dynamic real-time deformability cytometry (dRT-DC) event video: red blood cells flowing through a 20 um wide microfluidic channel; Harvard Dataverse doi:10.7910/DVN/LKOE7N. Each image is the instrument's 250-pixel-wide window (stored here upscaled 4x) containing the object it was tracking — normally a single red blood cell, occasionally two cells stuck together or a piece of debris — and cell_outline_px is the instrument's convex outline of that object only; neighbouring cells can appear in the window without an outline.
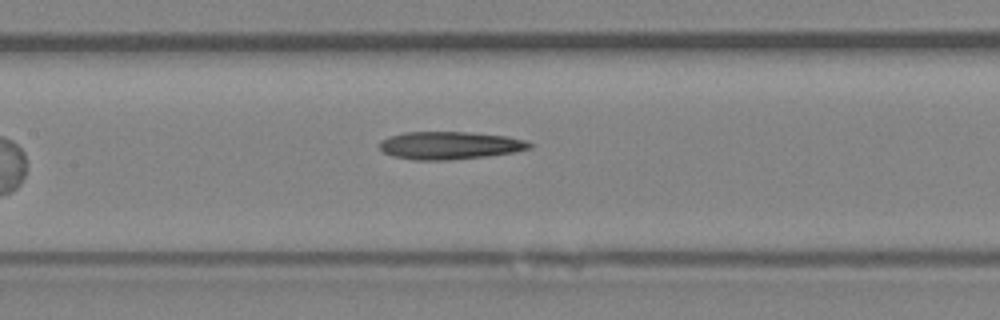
{"species": "Egyptian fruit bat (a non-hibernating species)", "species_latin": "Rousettus aegyptiacus", "temperature_condition": "room temperature", "stored_images_in_passage": 9, "camera_frame_rate_fps": 3000, "um_per_image_px": 0.085, "animal": {"sex": "female"}, "frame": {"image": 1, "passage_image": 9, "time_ms": 9.333, "image_size_px": [1000, 320], "cell_outline_px": [[532, 148], [512, 152], [488, 156], [448, 160], [412, 160], [392, 156], [384, 152], [380, 148], [380, 140], [388, 136], [404, 132], [468, 132], [508, 136], [524, 140], [532, 144]], "centroid_in_image_um": [38.2, 12.36], "position_along_channel_um": 169.2, "area_um2": 24.33}}